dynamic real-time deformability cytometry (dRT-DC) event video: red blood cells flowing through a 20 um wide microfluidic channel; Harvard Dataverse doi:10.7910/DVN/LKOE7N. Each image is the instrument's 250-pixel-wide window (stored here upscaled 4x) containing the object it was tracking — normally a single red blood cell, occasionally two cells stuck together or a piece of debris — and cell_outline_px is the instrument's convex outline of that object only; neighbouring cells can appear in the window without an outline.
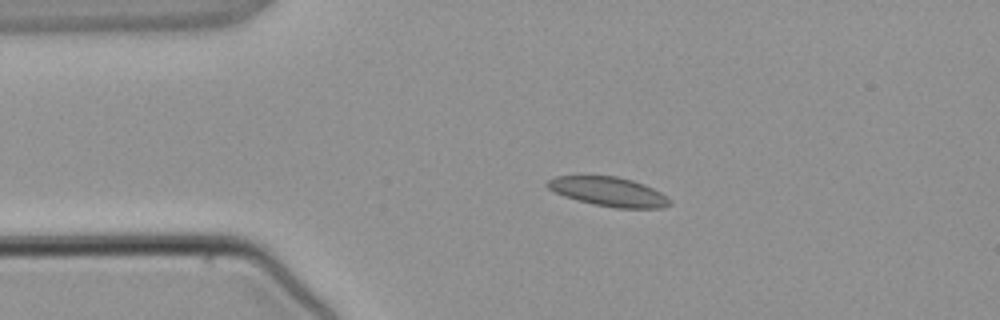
{"species": "common noctule bat (a hibernating species)", "species_latin": "Nyctalus noctula", "temperature_condition": "warm", "stored_images_in_passage": 5, "camera_frame_rate_fps": 3000, "um_per_image_px": 0.085, "animal": {"sex": "male", "body_mass_g": 21.5, "forearm_length_mm": 52.0}, "frame": {"image": 1, "passage_image": 3, "time_ms": 2.333, "image_size_px": [1000, 320], "cell_outline_px": [[672, 204], [664, 208], [616, 208], [592, 204], [576, 200], [564, 196], [548, 188], [544, 184], [548, 180], [556, 176], [584, 172], [616, 176], [632, 180], [644, 184], [660, 192], [672, 200]], "centroid_in_image_um": [51.67, 16.24], "position_along_channel_um": 33.3, "area_um2": 21.79}}